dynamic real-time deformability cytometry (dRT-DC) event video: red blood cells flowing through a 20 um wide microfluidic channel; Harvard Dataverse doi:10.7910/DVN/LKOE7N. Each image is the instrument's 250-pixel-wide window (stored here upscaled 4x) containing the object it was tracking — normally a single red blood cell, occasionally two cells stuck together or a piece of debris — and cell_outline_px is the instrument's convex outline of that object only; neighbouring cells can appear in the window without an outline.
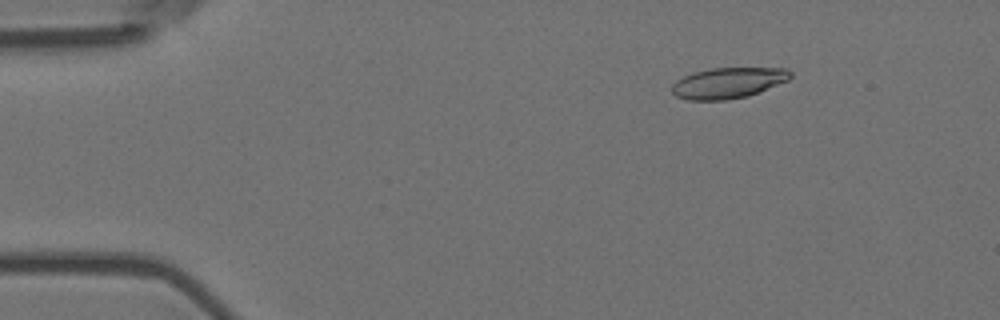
{"species": "Egyptian fruit bat (a non-hibernating species)", "species_latin": "Rousettus aegyptiacus", "temperature_condition": "room temperature", "stored_images_in_passage": 7, "camera_frame_rate_fps": 3000, "um_per_image_px": 0.085, "animal": {"sex": "female"}, "frame": {"image": 1, "passage_image": 3, "time_ms": 0.667, "image_size_px": [1000, 320], "cell_outline_px": [[792, 76], [788, 80], [748, 96], [724, 100], [688, 100], [676, 96], [672, 92], [672, 84], [676, 80], [692, 72], [712, 68], [788, 68], [792, 72]], "centroid_in_image_um": [61.88, 7.04], "position_along_channel_um": 23.1, "area_um2": 21.27}}
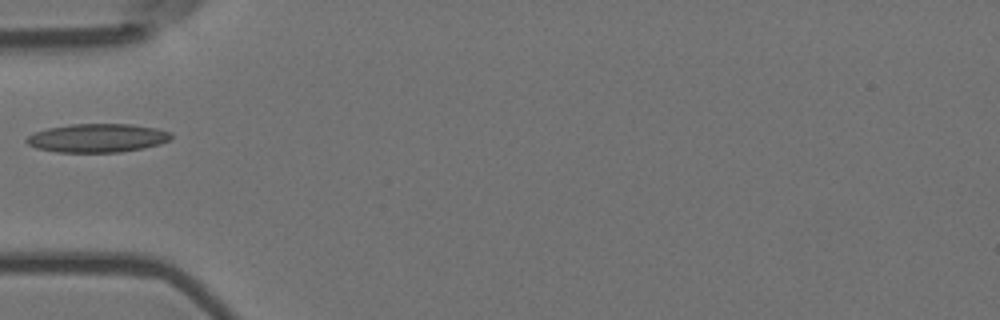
{"frame": {"image": 2, "passage_image": 6, "time_ms": 1.667, "image_size_px": [1000, 320], "cell_outline_px": [[172, 136], [168, 140], [160, 144], [144, 148], [120, 152], [56, 152], [36, 148], [28, 144], [24, 140], [28, 136], [36, 132], [48, 128], [68, 124], [132, 124], [156, 128], [172, 132]], "centroid_in_image_um": [8.28, 11.73], "position_along_channel_um": 76.7, "area_um2": 24.16}}
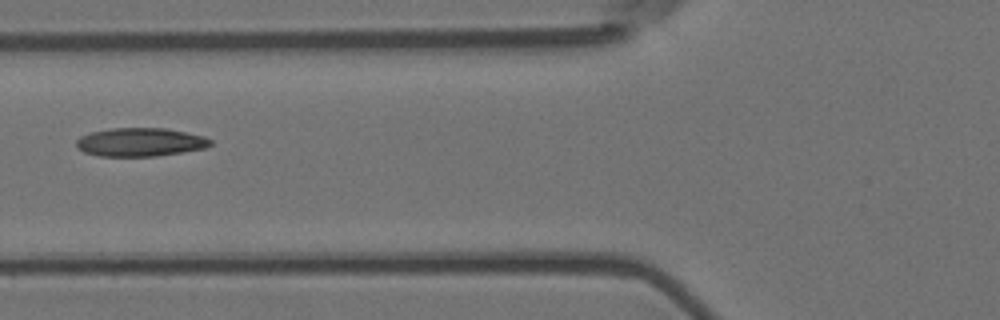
{"frame": {"image": 3, "passage_image": 7, "time_ms": 2.0, "image_size_px": [1000, 320], "cell_outline_px": [[212, 144], [204, 148], [156, 156], [100, 156], [84, 152], [76, 148], [76, 140], [80, 136], [92, 132], [112, 128], [164, 128], [204, 136], [212, 140]], "centroid_in_image_um": [11.89, 12.08], "position_along_channel_um": 113.9, "area_um2": 22.14}}